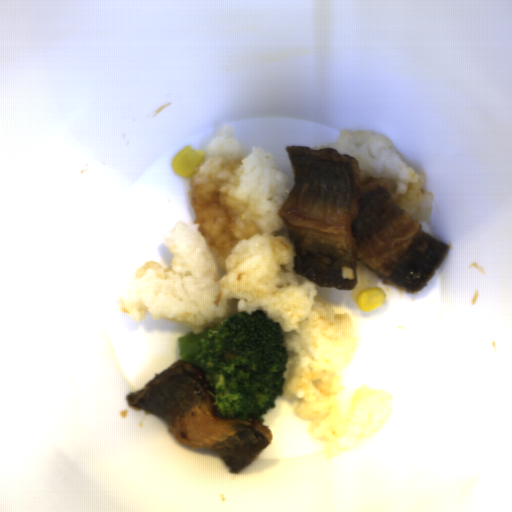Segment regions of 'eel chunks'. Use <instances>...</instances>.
Wrapping results in <instances>:
<instances>
[{
  "label": "eel chunks",
  "instance_id": "obj_1",
  "mask_svg": "<svg viewBox=\"0 0 512 512\" xmlns=\"http://www.w3.org/2000/svg\"><path fill=\"white\" fill-rule=\"evenodd\" d=\"M284 149L294 186L277 215L294 244L292 272L352 291L361 261L383 285L413 292L427 285L450 247L424 232L388 184H360L359 161L332 147Z\"/></svg>",
  "mask_w": 512,
  "mask_h": 512
},
{
  "label": "eel chunks",
  "instance_id": "obj_2",
  "mask_svg": "<svg viewBox=\"0 0 512 512\" xmlns=\"http://www.w3.org/2000/svg\"><path fill=\"white\" fill-rule=\"evenodd\" d=\"M215 388L206 380L205 371L180 360L147 382L138 392H129L126 400L145 415L154 414L168 425L169 432L181 445L191 449H210L229 467L240 473L270 443L272 430L255 417L247 420L223 419L214 405Z\"/></svg>",
  "mask_w": 512,
  "mask_h": 512
}]
</instances>
